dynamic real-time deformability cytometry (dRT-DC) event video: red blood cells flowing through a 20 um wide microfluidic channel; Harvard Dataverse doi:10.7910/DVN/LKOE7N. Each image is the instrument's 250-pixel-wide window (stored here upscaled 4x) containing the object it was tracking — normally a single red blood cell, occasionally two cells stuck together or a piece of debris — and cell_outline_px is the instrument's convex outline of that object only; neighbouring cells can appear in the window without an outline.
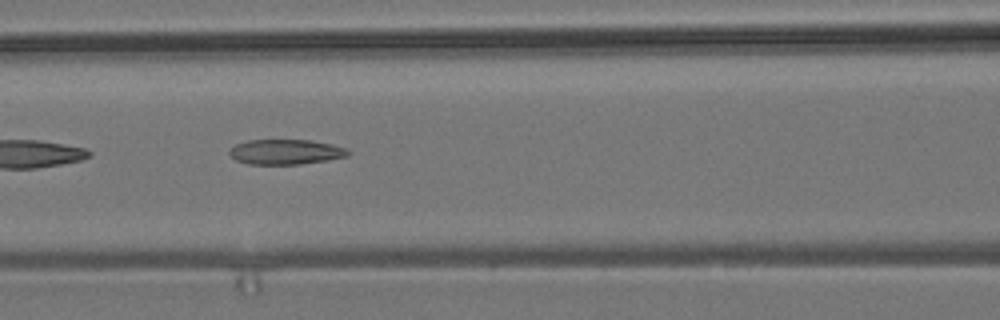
{"species": "common noctule bat (a hibernating species)", "species_latin": "Nyctalus noctula", "temperature_condition": "room temperature", "stored_images_in_passage": 7, "camera_frame_rate_fps": 3000, "um_per_image_px": 0.085, "animal": {"sex": "male", "body_mass_g": 19.2, "forearm_length_mm": 51.8}, "frame": {"image": 1, "passage_image": 7, "time_ms": 7.0, "image_size_px": [1000, 320], "cell_outline_px": [[352, 152], [348, 156], [328, 160], [300, 164], [248, 164], [236, 160], [228, 152], [236, 144], [248, 140], [312, 140], [332, 144], [348, 148]], "centroid_in_image_um": [24.34, 12.91], "position_along_channel_um": 142.3, "area_um2": 17.4}}